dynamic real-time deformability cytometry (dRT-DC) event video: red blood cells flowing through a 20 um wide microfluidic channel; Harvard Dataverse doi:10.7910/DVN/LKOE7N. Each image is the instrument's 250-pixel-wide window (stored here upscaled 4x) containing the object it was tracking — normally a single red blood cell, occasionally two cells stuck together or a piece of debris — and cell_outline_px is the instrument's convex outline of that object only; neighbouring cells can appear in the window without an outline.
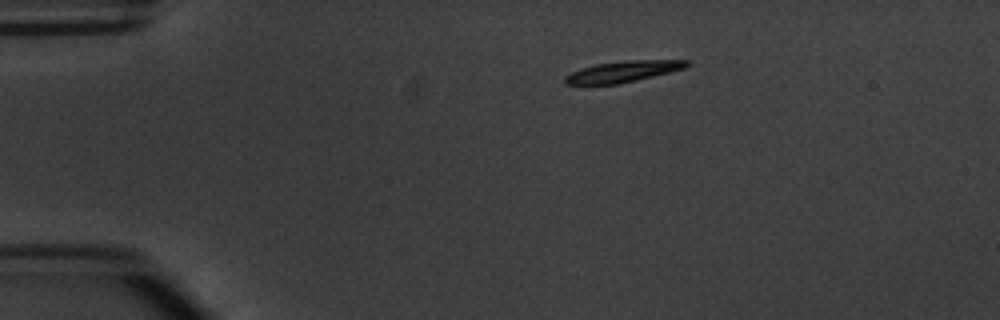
{"species": "common noctule bat (a hibernating species)", "species_latin": "Nyctalus noctula", "temperature_condition": "warm", "stored_images_in_passage": 3, "segment_of_instrument_passage": [1, 2], "camera_frame_rate_fps": 3000, "um_per_image_px": 0.085, "animal": {"sex": "male", "body_mass_g": 20.1, "forearm_length_mm": 53.5}, "frame": {"image": 1, "passage_image": 1, "time_ms": 0.0, "image_size_px": [1000, 320], "cell_outline_px": [[692, 64], [684, 68], [620, 84], [564, 84], [564, 76], [580, 68], [596, 64], [632, 60], [692, 60]], "centroid_in_image_um": [52.96, 6.07], "position_along_channel_um": 32.0, "area_um2": 14.85}}